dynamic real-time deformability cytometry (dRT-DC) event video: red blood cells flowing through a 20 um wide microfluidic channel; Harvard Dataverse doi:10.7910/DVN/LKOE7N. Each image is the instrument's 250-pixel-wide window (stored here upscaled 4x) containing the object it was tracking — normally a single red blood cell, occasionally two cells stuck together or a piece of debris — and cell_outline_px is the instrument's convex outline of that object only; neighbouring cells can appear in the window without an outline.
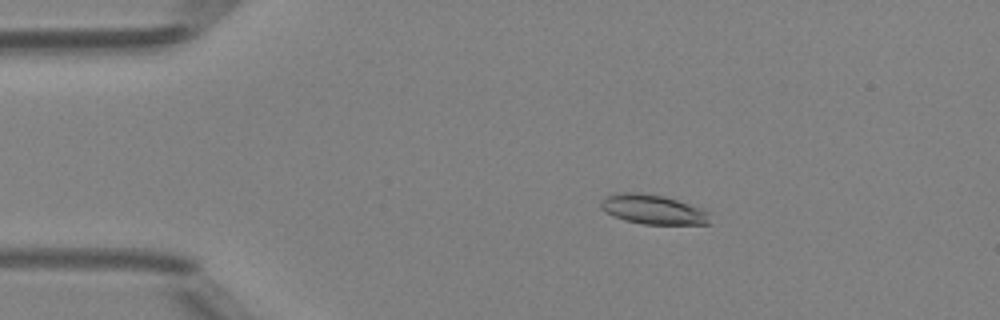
{"species": "Egyptian fruit bat (a non-hibernating species)", "species_latin": "Rousettus aegyptiacus", "temperature_condition": "room temperature", "stored_images_in_passage": 4, "camera_frame_rate_fps": 3000, "um_per_image_px": 0.085, "animal": {"sex": "female"}, "frame": {"image": 1, "passage_image": 2, "time_ms": 1.0, "image_size_px": [1000, 320], "cell_outline_px": [[712, 224], [644, 224], [624, 220], [604, 212], [600, 208], [600, 204], [604, 196], [616, 192], [640, 192], [664, 196], [712, 212]], "centroid_in_image_um": [55.52, 17.8], "position_along_channel_um": 29.5, "area_um2": 19.13}}
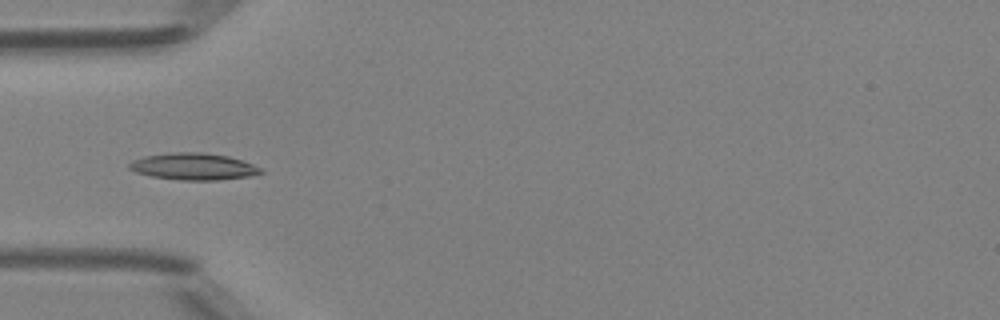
{"frame": {"image": 2, "passage_image": 4, "time_ms": 3.333, "image_size_px": [1000, 320], "cell_outline_px": [[264, 172], [248, 176], [216, 180], [180, 180], [152, 176], [136, 172], [128, 168], [128, 164], [132, 160], [144, 156], [168, 152], [200, 152], [228, 156], [252, 164], [260, 168]], "centroid_in_image_um": [16.39, 14.14], "position_along_channel_um": 68.6, "area_um2": 20.4}}